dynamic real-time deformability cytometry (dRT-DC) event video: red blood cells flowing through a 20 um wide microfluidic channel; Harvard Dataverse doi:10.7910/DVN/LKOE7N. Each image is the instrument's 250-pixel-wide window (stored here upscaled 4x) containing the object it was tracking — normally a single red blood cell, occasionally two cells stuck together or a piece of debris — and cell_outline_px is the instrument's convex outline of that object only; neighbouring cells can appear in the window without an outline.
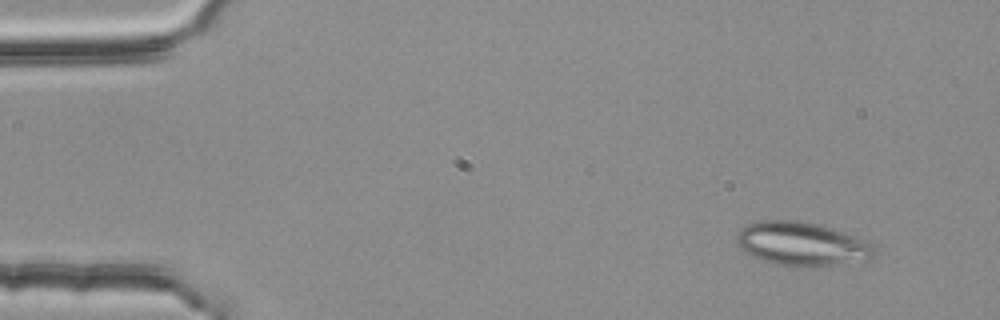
{"species": "common noctule bat (a hibernating species)", "species_latin": "Nyctalus noctula", "temperature_condition": "room temperature", "stored_images_in_passage": 4, "camera_frame_rate_fps": 3000, "um_per_image_px": 0.085, "animal": {"sex": "female", "body_mass_g": 25.1}, "frame": {"image": 1, "passage_image": 1, "time_ms": 0.0, "image_size_px": [1000, 320], "cell_outline_px": [[876, 252], [872, 260], [812, 268], [772, 264], [760, 260], [736, 248], [736, 232], [744, 224], [760, 220], [796, 220], [816, 224], [832, 228], [868, 240], [872, 244]], "centroid_in_image_um": [68.13, 20.75], "position_along_channel_um": 16.9, "area_um2": 36.18}}